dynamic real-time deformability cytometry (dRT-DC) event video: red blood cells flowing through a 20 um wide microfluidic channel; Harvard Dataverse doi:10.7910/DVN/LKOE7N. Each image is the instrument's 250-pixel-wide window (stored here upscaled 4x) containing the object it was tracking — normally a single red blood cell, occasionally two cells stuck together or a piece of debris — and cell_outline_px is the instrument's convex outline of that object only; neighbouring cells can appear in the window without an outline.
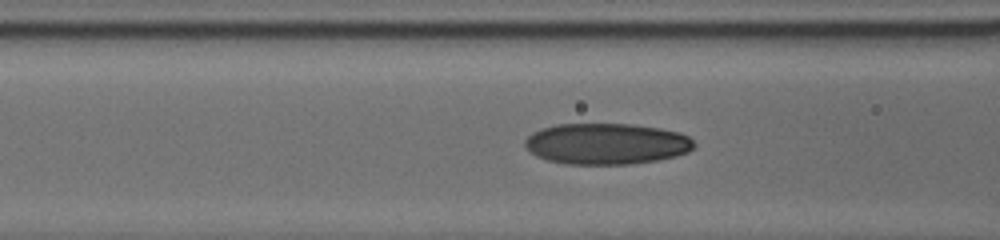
{"species": "human", "species_latin": "Homo sapiens", "temperature_condition": "cold", "stored_images_in_passage": 45, "camera_frame_rate_fps": 3000, "um_per_image_px": 0.085, "donor": {"sex": "male"}, "frame": {"image": 1, "passage_image": 7, "time_ms": 1.333, "image_size_px": [1000, 240], "cell_outline_px": [[696, 144], [688, 152], [676, 156], [656, 160], [628, 164], [568, 164], [548, 160], [536, 156], [524, 144], [524, 140], [532, 132], [556, 124], [632, 124], [660, 128], [680, 132], [688, 136]], "centroid_in_image_um": [51.56, 12.21], "position_along_channel_um": 115.0, "area_um2": 40.46}}
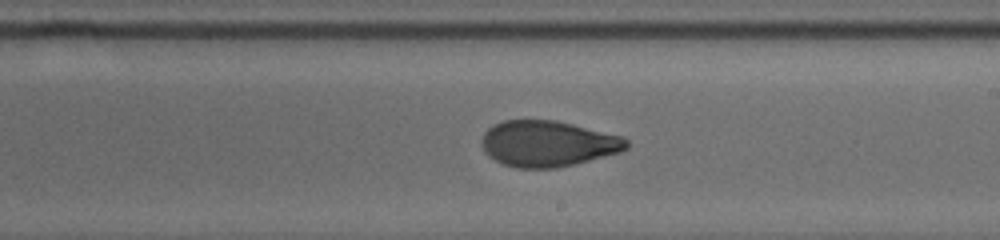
{"frame": {"image": 2, "passage_image": 24, "time_ms": 4.667, "image_size_px": [1000, 240], "cell_outline_px": [[628, 148], [620, 152], [556, 168], [516, 168], [504, 164], [488, 156], [484, 148], [484, 132], [488, 128], [504, 120], [556, 120], [624, 136], [628, 140]], "centroid_in_image_um": [46.6, 12.2], "position_along_channel_um": 242.4, "area_um2": 38.44}}
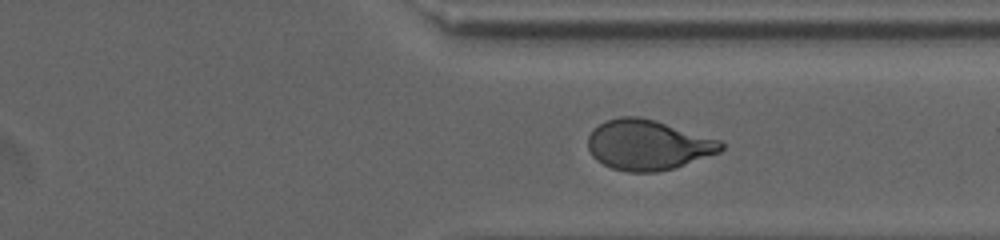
{"frame": {"image": 3, "passage_image": 39, "time_ms": 7.667, "image_size_px": [1000, 240], "cell_outline_px": [[724, 148], [720, 152], [672, 168], [656, 172], [628, 172], [612, 168], [596, 160], [592, 156], [588, 148], [588, 136], [592, 128], [604, 120], [620, 116], [640, 116], [656, 120], [720, 140], [724, 144]], "centroid_in_image_um": [55.03, 12.3], "position_along_channel_um": 356.4, "area_um2": 39.02}}